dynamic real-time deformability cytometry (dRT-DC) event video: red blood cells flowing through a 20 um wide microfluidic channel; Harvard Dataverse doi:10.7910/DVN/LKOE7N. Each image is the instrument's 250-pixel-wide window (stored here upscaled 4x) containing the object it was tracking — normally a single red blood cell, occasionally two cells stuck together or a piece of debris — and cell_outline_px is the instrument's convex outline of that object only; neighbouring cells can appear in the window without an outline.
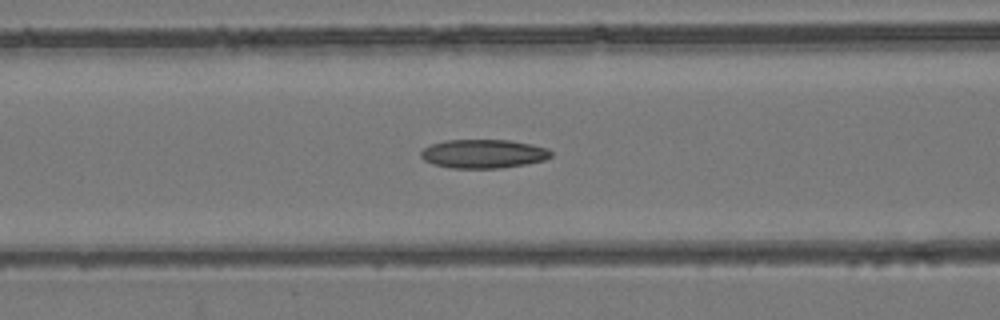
{"species": "common noctule bat (a hibernating species)", "species_latin": "Nyctalus noctula", "temperature_condition": "room temperature", "stored_images_in_passage": 54, "camera_frame_rate_fps": 3000, "um_per_image_px": 0.085, "animal": {"sex": "female", "body_mass_g": 24.6, "forearm_length_mm": 56.2}, "frame": {"image": 1, "passage_image": 23, "time_ms": 7.333, "image_size_px": [1000, 320], "cell_outline_px": [[552, 156], [544, 160], [528, 164], [500, 168], [452, 168], [432, 164], [424, 160], [420, 156], [420, 152], [424, 148], [432, 144], [444, 140], [508, 140], [532, 144], [548, 148], [552, 152]], "centroid_in_image_um": [41.1, 13.07], "position_along_channel_um": 125.5, "area_um2": 21.96}}
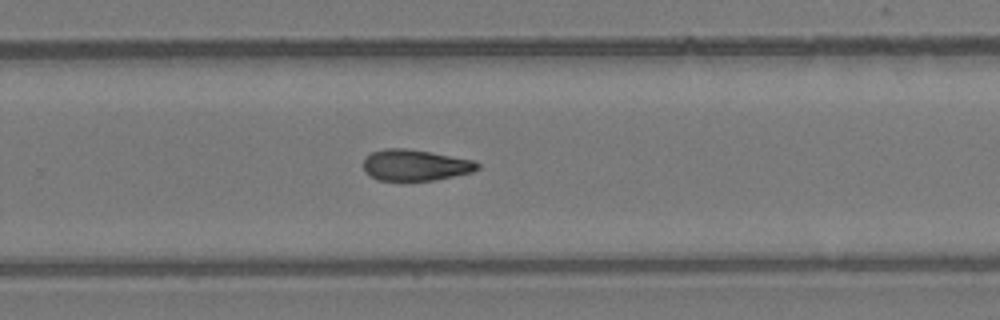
{"frame": {"image": 2, "passage_image": 36, "time_ms": 11.667, "image_size_px": [1000, 320], "cell_outline_px": [[480, 168], [472, 172], [436, 180], [376, 180], [364, 172], [364, 160], [372, 152], [384, 148], [408, 148], [476, 160], [480, 164]], "centroid_in_image_um": [35.32, 14.03], "position_along_channel_um": 294.5, "area_um2": 20.87}}
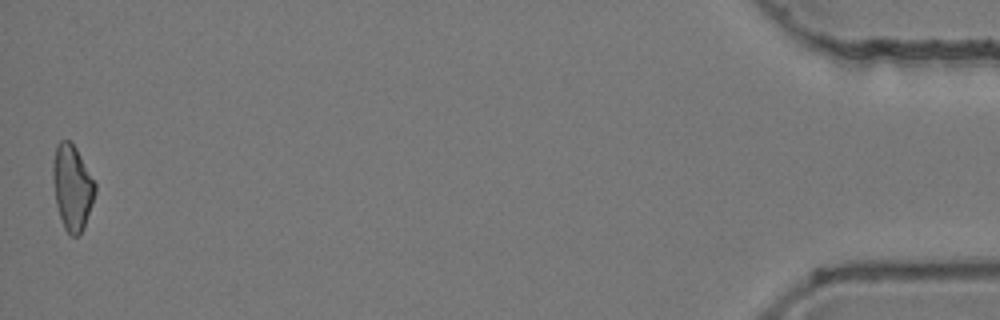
{"frame": {"image": 3, "passage_image": 54, "time_ms": 17.667, "image_size_px": [1000, 320], "cell_outline_px": [[96, 192], [84, 228], [76, 236], [72, 236], [64, 228], [56, 204], [52, 176], [52, 164], [56, 144], [60, 140], [68, 140], [76, 148], [96, 184]], "centroid_in_image_um": [6.13, 15.91], "position_along_channel_um": 429.1, "area_um2": 20.87}}